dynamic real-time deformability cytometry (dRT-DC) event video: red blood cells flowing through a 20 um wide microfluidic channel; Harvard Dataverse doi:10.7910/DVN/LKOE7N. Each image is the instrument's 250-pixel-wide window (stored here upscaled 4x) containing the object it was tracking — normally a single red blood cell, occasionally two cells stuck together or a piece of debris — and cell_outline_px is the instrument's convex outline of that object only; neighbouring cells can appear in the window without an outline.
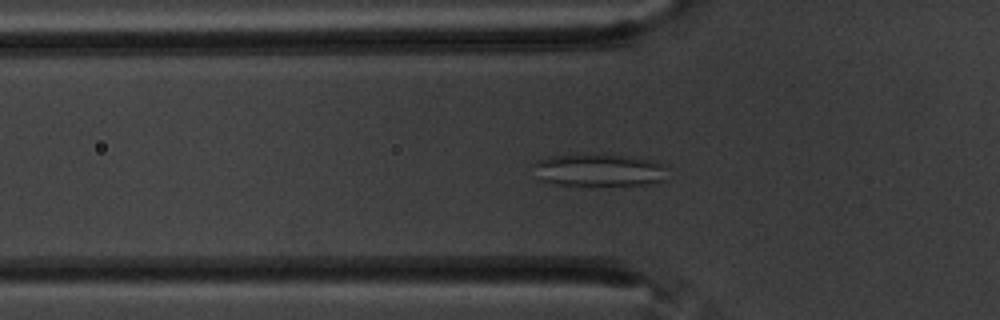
{"species": "common noctule bat (a hibernating species)", "species_latin": "Nyctalus noctula", "temperature_condition": "warm", "stored_images_in_passage": 52, "camera_frame_rate_fps": 3000, "um_per_image_px": 0.085, "animal": {"sex": "male", "body_mass_g": 20.1, "forearm_length_mm": 53.5}, "frame": {"image": 1, "passage_image": 13, "time_ms": 4.0, "image_size_px": [1000, 320], "cell_outline_px": [[664, 180], [648, 184], [556, 184], [540, 180], [532, 164], [536, 160], [552, 156], [620, 156], [648, 160], [664, 164]], "centroid_in_image_um": [50.86, 14.47], "position_along_channel_um": 74.9, "area_um2": 24.04}}
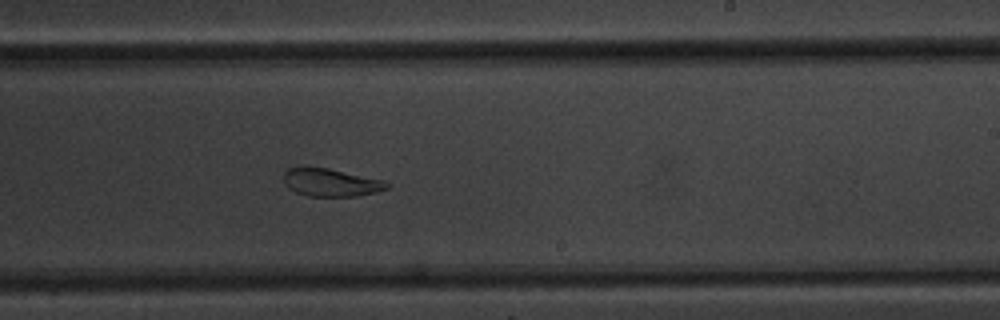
{"frame": {"image": 2, "passage_image": 29, "time_ms": 9.333, "image_size_px": [1000, 320], "cell_outline_px": [[392, 184], [388, 188], [376, 192], [356, 196], [308, 196], [296, 192], [288, 188], [284, 184], [284, 172], [288, 168], [328, 168], [384, 180]], "centroid_in_image_um": [28.15, 15.52], "position_along_channel_um": 260.8, "area_um2": 16.65}}
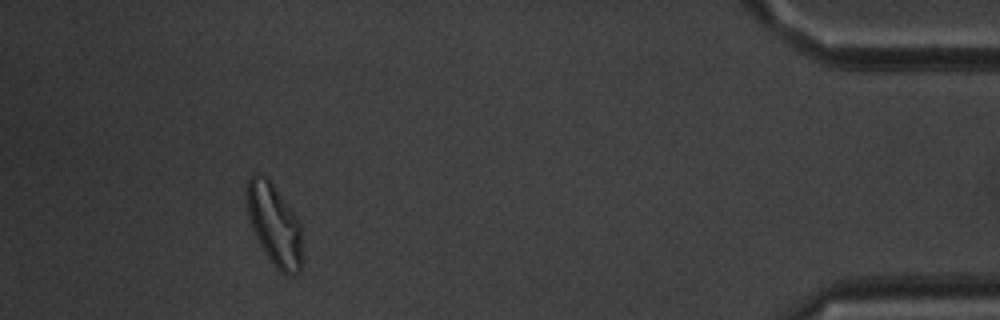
{"frame": {"image": 3, "passage_image": 47, "time_ms": 15.333, "image_size_px": [1000, 320], "cell_outline_px": [[300, 272], [292, 276], [288, 276], [280, 272], [272, 264], [264, 252], [252, 228], [248, 216], [244, 196], [248, 180], [256, 172], [268, 176], [300, 220]], "centroid_in_image_um": [23.28, 19.04], "position_along_channel_um": 411.9, "area_um2": 26.76}, "authors_computed_cell_mechanics": {"area_um2": 23.4379, "velocity_mm_per_s": 3.4684, "shape_relaxation_time_tau1_ms": null, "shape_relaxation_time_tau2_ms": 3.2697, "deformation_change_tau1": null, "deformation_change_tau2": 0.0963}}